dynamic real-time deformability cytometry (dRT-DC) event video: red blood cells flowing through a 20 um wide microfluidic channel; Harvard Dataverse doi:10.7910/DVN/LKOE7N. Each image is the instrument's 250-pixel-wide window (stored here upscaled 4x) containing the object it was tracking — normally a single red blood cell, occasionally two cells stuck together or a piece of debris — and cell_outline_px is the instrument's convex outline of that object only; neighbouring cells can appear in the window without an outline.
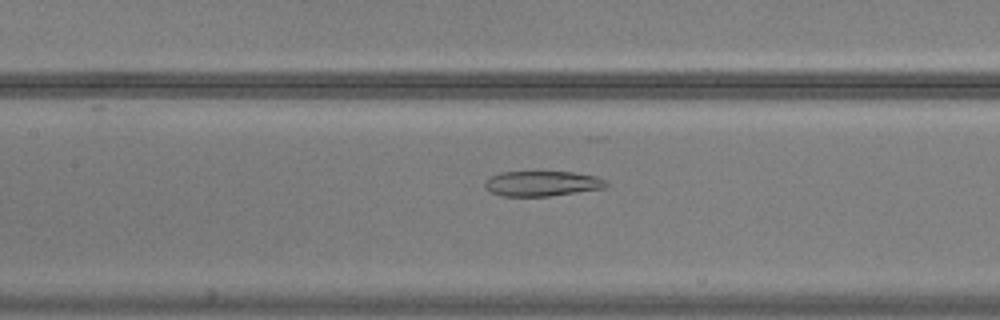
{"species": "common noctule bat (a hibernating species)", "species_latin": "Nyctalus noctula", "temperature_condition": "warm", "stored_images_in_passage": 55, "camera_frame_rate_fps": 3000, "um_per_image_px": 0.085, "animal": {"sex": "male", "body_mass_g": 20.5, "forearm_length_mm": 52.5}, "frame": {"image": 1, "passage_image": 26, "time_ms": 8.333, "image_size_px": [1000, 320], "cell_outline_px": [[608, 184], [604, 188], [548, 196], [500, 196], [492, 192], [484, 184], [484, 180], [500, 172], [572, 172], [596, 176], [604, 180]], "centroid_in_image_um": [46.06, 15.6], "position_along_channel_um": 161.3, "area_um2": 17.57}}
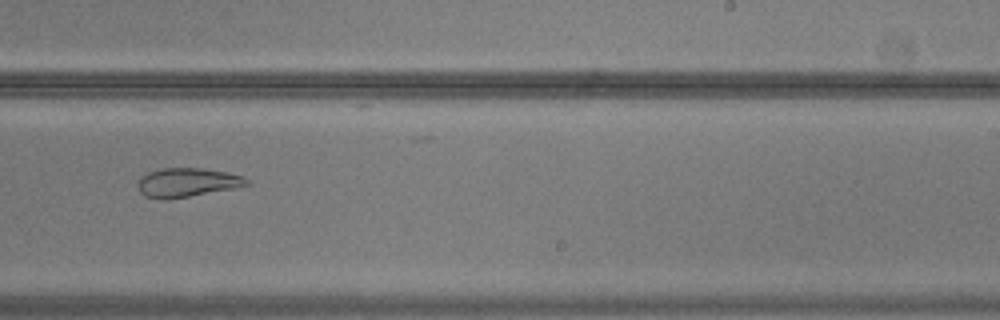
{"frame": {"image": 2, "passage_image": 35, "time_ms": 11.333, "image_size_px": [1000, 320], "cell_outline_px": [[252, 184], [232, 188], [188, 196], [164, 200], [160, 200], [144, 196], [140, 192], [136, 184], [140, 176], [148, 172], [164, 168], [200, 168], [228, 172], [240, 176], [248, 180]], "centroid_in_image_um": [15.84, 15.51], "position_along_channel_um": 273.2, "area_um2": 18.32}}
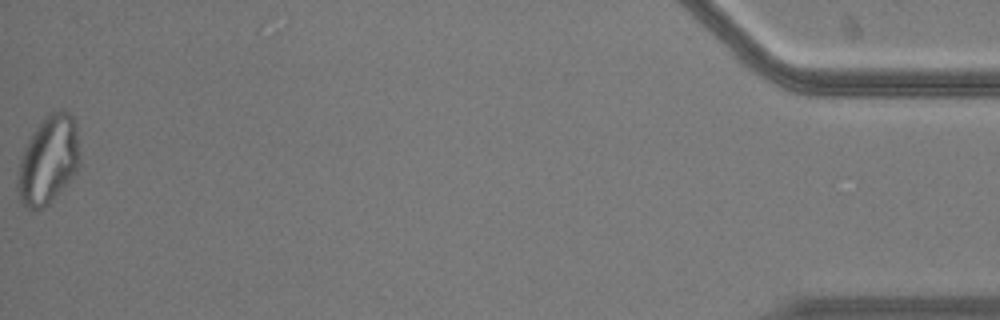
{"frame": {"image": 3, "passage_image": 55, "time_ms": 18.0, "image_size_px": [1000, 320], "cell_outline_px": [[80, 164], [76, 172], [48, 204], [40, 208], [28, 208], [20, 200], [16, 188], [16, 184], [20, 160], [24, 148], [36, 128], [52, 112], [60, 108], [64, 108], [72, 116], [80, 156]], "centroid_in_image_um": [4.1, 13.61], "position_along_channel_um": 431.1, "area_um2": 31.15}, "authors_computed_cell_mechanics": {"area_um2": 26.9348, "velocity_mm_per_s": 3.7313, "shape_relaxation_time_tau1_ms": null, "shape_relaxation_time_tau2_ms": 4.2336, "deformation_change_tau1": null, "deformation_change_tau2": 0.1106}}